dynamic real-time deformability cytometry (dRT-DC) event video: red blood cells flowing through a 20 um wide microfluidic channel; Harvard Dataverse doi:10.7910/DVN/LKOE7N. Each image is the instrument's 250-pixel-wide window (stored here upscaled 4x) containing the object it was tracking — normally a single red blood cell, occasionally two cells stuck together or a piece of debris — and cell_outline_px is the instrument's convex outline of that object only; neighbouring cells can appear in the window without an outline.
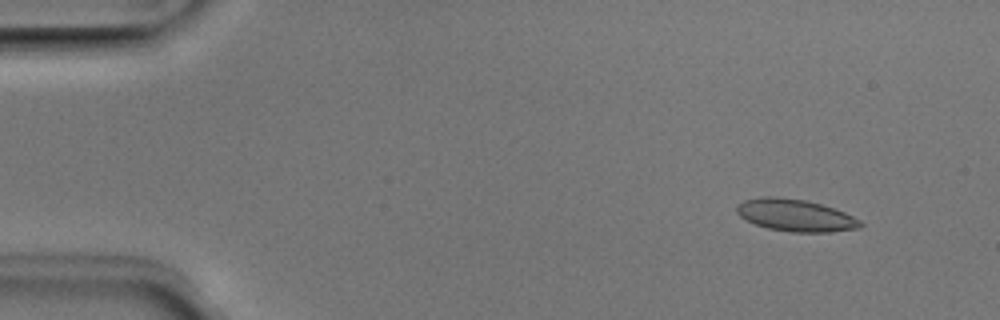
{"species": "Egyptian fruit bat (a non-hibernating species)", "species_latin": "Rousettus aegyptiacus", "temperature_condition": "room temperature", "stored_images_in_passage": 51, "camera_frame_rate_fps": 3000, "um_per_image_px": 0.085, "animal": {"sex": "male"}, "frame": {"image": 1, "passage_image": 5, "time_ms": 1.333, "image_size_px": [1000, 320], "cell_outline_px": [[864, 224], [860, 228], [832, 232], [792, 232], [768, 228], [756, 224], [740, 216], [736, 212], [736, 204], [744, 200], [764, 196], [776, 196], [804, 200], [820, 204], [844, 212], [860, 220]], "centroid_in_image_um": [67.61, 18.3], "position_along_channel_um": 17.4, "area_um2": 23.06}}
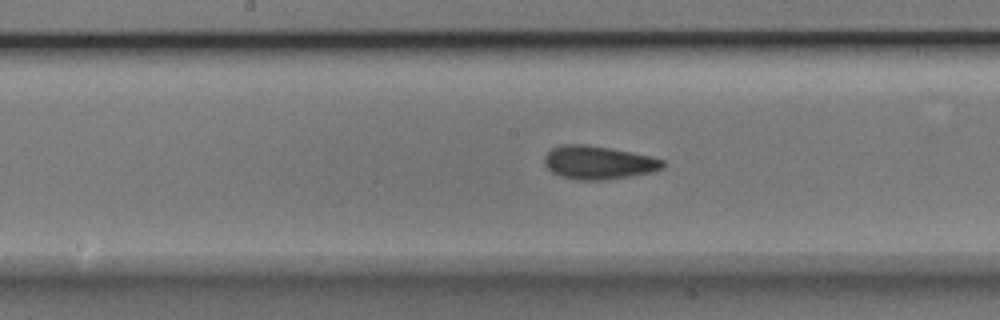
{"frame": {"image": 2, "passage_image": 26, "time_ms": 8.333, "image_size_px": [1000, 320], "cell_outline_px": [[664, 168], [652, 172], [604, 180], [576, 180], [560, 176], [552, 172], [544, 164], [544, 156], [552, 148], [560, 144], [588, 144], [612, 148], [652, 156], [664, 160]], "centroid_in_image_um": [50.85, 13.8], "position_along_channel_um": 197.3, "area_um2": 23.24}}
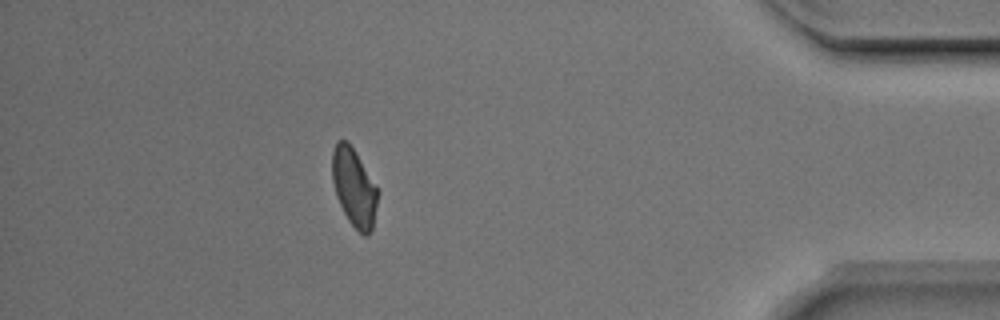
{"frame": {"image": 3, "passage_image": 45, "time_ms": 14.667, "image_size_px": [1000, 320], "cell_outline_px": [[380, 192], [372, 228], [368, 236], [364, 236], [348, 220], [336, 196], [332, 180], [332, 152], [336, 140], [348, 140]], "centroid_in_image_um": [30.1, 15.92], "position_along_channel_um": 405.1, "area_um2": 20.75}, "authors_computed_cell_mechanics": {"area_um2": 22.1952, "velocity_mm_per_s": 4.0122, "shape_relaxation_time_tau1_ms": 3.4073, "shape_relaxation_time_tau2_ms": 1.6113, "deformation_change_tau1": 0.1061, "deformation_change_tau2": 0.0758}}